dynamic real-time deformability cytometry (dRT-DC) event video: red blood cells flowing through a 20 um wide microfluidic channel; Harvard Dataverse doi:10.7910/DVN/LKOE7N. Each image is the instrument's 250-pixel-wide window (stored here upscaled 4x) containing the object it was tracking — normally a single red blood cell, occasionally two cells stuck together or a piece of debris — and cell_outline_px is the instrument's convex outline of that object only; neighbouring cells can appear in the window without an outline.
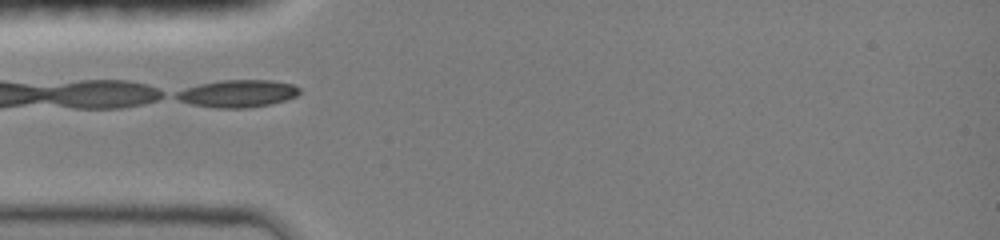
{"species": "common noctule bat (a hibernating species)", "species_latin": "Nyctalus noctula", "temperature_condition": "room temperature", "stored_images_in_passage": 29, "camera_frame_rate_fps": 3000, "um_per_image_px": 0.085, "animal": {"sex": "female", "body_mass_g": 19.0, "forearm_length_mm": 51.5}, "frame": {"image": 1, "passage_image": 1, "time_ms": 0.0, "image_size_px": [1000, 240], "cell_outline_px": [[300, 92], [296, 96], [272, 104], [248, 108], [216, 108], [192, 104], [180, 100], [172, 96], [176, 92], [200, 84], [220, 80], [272, 80], [292, 84], [300, 88]], "centroid_in_image_um": [20.22, 7.95], "position_along_channel_um": 64.8, "area_um2": 19.59}}
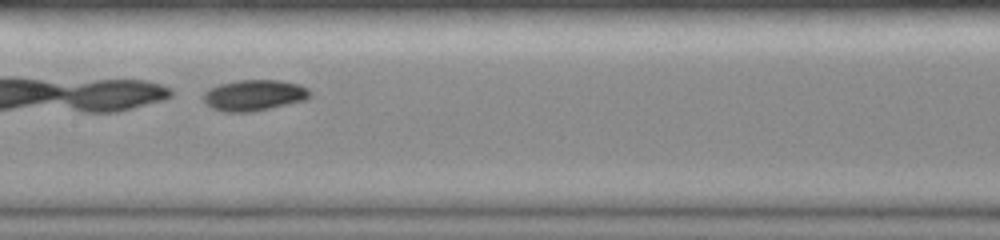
{"frame": {"image": 2, "passage_image": 10, "time_ms": 3.0, "image_size_px": [1000, 240], "cell_outline_px": [[312, 92], [304, 100], [252, 112], [224, 112], [212, 108], [204, 100], [204, 92], [208, 88], [220, 84], [240, 80], [280, 80], [300, 84], [308, 88]], "centroid_in_image_um": [21.6, 8.09], "position_along_channel_um": 185.8, "area_um2": 19.13}}
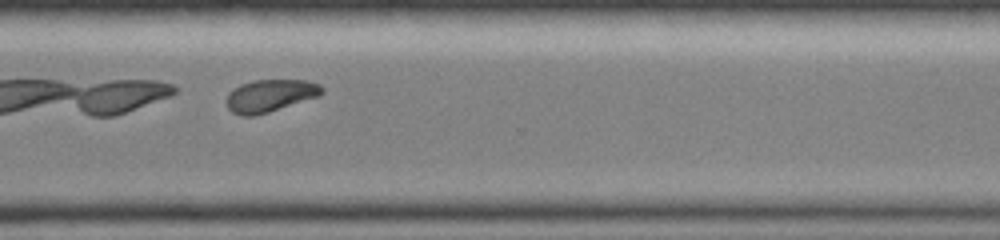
{"frame": {"image": 3, "passage_image": 22, "time_ms": 7.0, "image_size_px": [1000, 240], "cell_outline_px": [[324, 92], [320, 96], [268, 112], [252, 116], [244, 116], [232, 112], [228, 108], [228, 92], [240, 84], [252, 80], [308, 80], [320, 84], [324, 88]], "centroid_in_image_um": [23.0, 8.11], "position_along_channel_um": 347.6, "area_um2": 18.03}}